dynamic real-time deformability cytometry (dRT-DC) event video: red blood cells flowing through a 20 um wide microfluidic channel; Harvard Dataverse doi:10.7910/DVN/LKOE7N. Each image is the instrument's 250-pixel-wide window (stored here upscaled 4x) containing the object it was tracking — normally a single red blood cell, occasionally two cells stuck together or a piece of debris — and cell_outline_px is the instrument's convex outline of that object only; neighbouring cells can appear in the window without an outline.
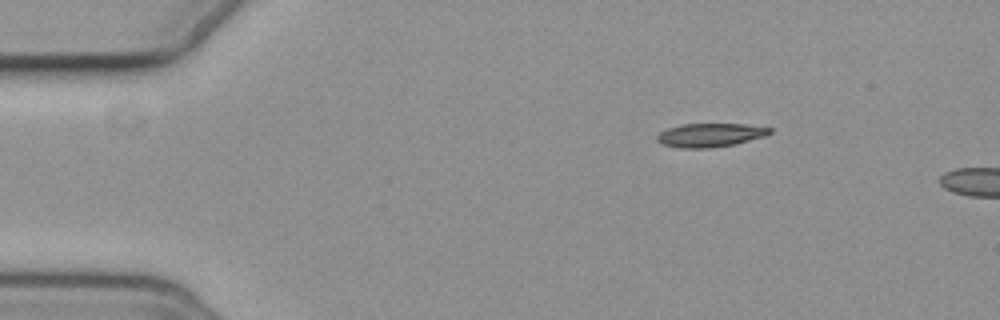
{"species": "common noctule bat (a hibernating species)", "species_latin": "Nyctalus noctula", "temperature_condition": "cold", "stored_images_in_passage": 2, "camera_frame_rate_fps": 3000, "um_per_image_px": 0.085, "animal": {"sex": "female", "body_mass_g": 19.3, "forearm_length_mm": 54.1}, "frame": {"image": 1, "passage_image": 1, "time_ms": 0.0, "image_size_px": [1000, 320], "cell_outline_px": [[772, 132], [764, 136], [736, 144], [704, 148], [680, 148], [664, 144], [656, 140], [656, 136], [660, 132], [668, 128], [680, 124], [744, 124], [772, 128]], "centroid_in_image_um": [60.36, 11.47], "position_along_channel_um": 24.6, "area_um2": 15.43}}